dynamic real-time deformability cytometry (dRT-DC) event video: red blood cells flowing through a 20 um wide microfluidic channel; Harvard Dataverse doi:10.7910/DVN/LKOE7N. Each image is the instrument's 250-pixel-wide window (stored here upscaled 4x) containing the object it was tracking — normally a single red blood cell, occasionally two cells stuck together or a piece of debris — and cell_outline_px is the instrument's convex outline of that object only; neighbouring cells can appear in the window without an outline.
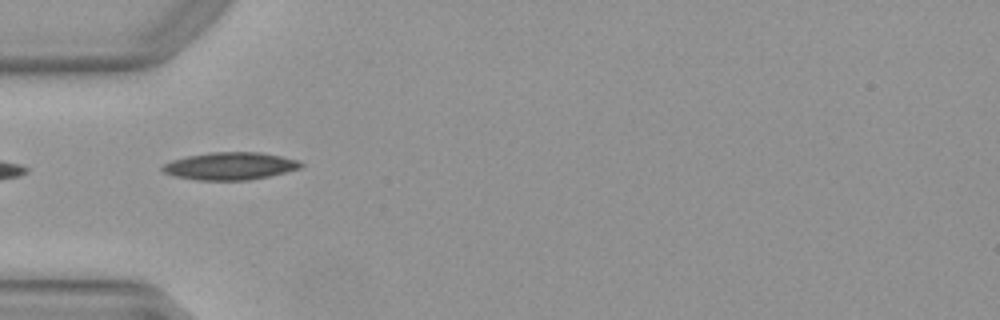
{"species": "Egyptian fruit bat (a non-hibernating species)", "species_latin": "Rousettus aegyptiacus", "temperature_condition": "warm", "stored_images_in_passage": 6, "camera_frame_rate_fps": 3000, "um_per_image_px": 0.085, "animal": {"sex": "female"}, "frame": {"image": 1, "passage_image": 1, "time_ms": 0.0, "image_size_px": [1000, 320], "cell_outline_px": [[304, 164], [300, 168], [268, 176], [248, 180], [196, 180], [172, 176], [164, 172], [160, 168], [164, 164], [172, 160], [188, 156], [208, 152], [260, 152], [280, 156], [296, 160]], "centroid_in_image_um": [19.51, 14.11], "position_along_channel_um": 65.5, "area_um2": 22.08}}
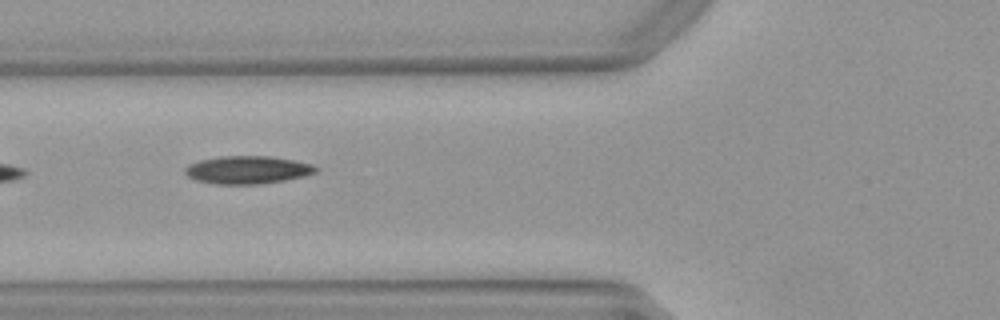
{"frame": {"image": 2, "passage_image": 4, "time_ms": 1.0, "image_size_px": [1000, 320], "cell_outline_px": [[320, 168], [316, 172], [304, 176], [284, 180], [260, 184], [212, 184], [196, 180], [188, 176], [184, 172], [184, 168], [188, 164], [200, 160], [220, 156], [268, 156], [292, 160], [312, 164]], "centroid_in_image_um": [21.02, 14.44], "position_along_channel_um": 104.8, "area_um2": 21.27}}